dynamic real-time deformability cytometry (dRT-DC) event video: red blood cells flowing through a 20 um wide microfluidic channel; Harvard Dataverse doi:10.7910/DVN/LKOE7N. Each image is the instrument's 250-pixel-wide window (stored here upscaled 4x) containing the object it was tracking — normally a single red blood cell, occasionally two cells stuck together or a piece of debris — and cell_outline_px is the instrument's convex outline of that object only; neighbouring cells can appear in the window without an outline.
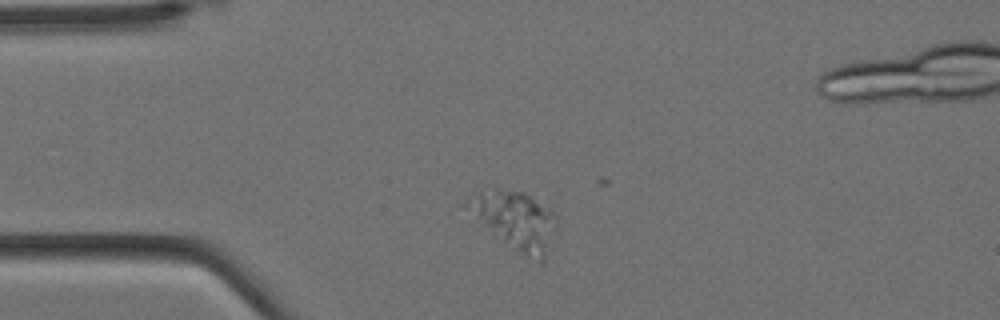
{"species": "Egyptian fruit bat (a non-hibernating species)", "species_latin": "Rousettus aegyptiacus", "temperature_condition": "cold", "stored_images_in_passage": 5, "camera_frame_rate_fps": 3000, "um_per_image_px": 0.085, "animal": {"sex": "female"}, "frame": {"image": 1, "passage_image": 3, "time_ms": 0.667, "image_size_px": [1000, 320], "cell_outline_px": [[556, 228], [544, 264], [540, 264], [520, 252], [504, 240], [484, 224], [460, 204], [472, 192], [496, 188], [500, 188], [524, 192], [548, 208], [552, 212], [556, 220]], "centroid_in_image_um": [43.79, 18.68], "position_along_channel_um": 41.2, "area_um2": 29.82}}